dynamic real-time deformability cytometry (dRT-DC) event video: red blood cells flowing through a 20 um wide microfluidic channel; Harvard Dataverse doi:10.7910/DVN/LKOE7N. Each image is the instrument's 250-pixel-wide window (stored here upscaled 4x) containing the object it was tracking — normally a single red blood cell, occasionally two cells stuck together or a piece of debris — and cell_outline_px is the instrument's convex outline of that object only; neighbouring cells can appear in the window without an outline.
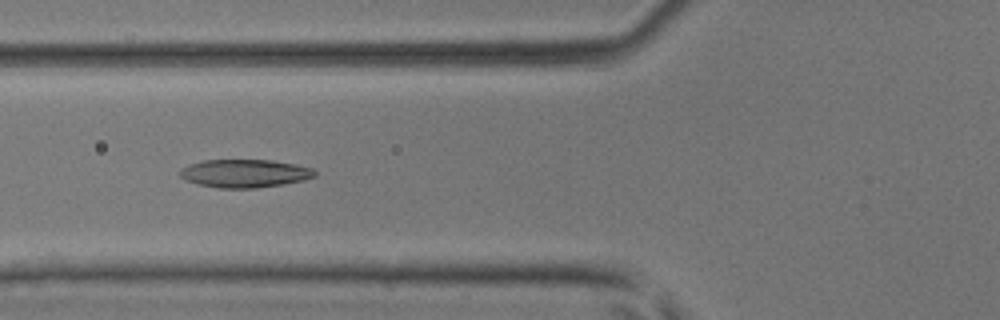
{"species": "common noctule bat (a hibernating species)", "species_latin": "Nyctalus noctula", "temperature_condition": "room temperature", "stored_images_in_passage": 35, "camera_frame_rate_fps": 3000, "um_per_image_px": 0.085, "animal": {"sex": "male", "body_mass_g": 17.9, "forearm_length_mm": 54.2}, "frame": {"image": 1, "passage_image": 7, "time_ms": 2.0, "image_size_px": [1000, 320], "cell_outline_px": [[316, 176], [304, 180], [256, 188], [220, 188], [200, 184], [188, 180], [180, 176], [180, 172], [184, 168], [192, 164], [204, 160], [272, 160], [312, 168], [316, 172]], "centroid_in_image_um": [20.84, 14.74], "position_along_channel_um": 105.0, "area_um2": 21.62}}
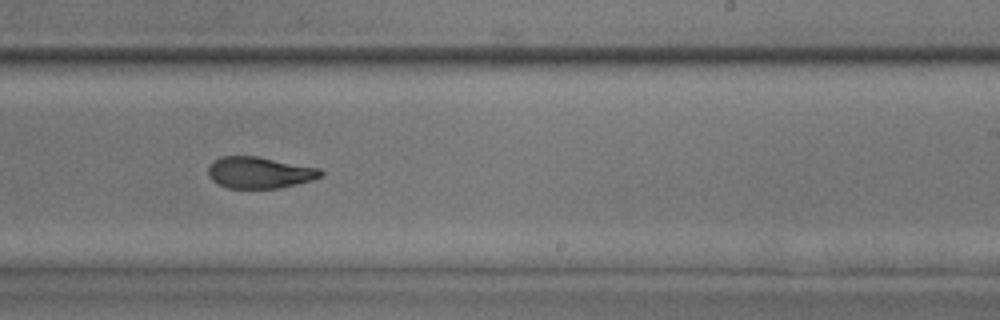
{"frame": {"image": 2, "passage_image": 18, "time_ms": 5.667, "image_size_px": [1000, 320], "cell_outline_px": [[324, 172], [320, 176], [312, 180], [280, 188], [228, 188], [212, 180], [208, 176], [208, 168], [212, 160], [220, 156], [256, 156], [320, 168]], "centroid_in_image_um": [22.03, 14.66], "position_along_channel_um": 267.0, "area_um2": 20.63}}
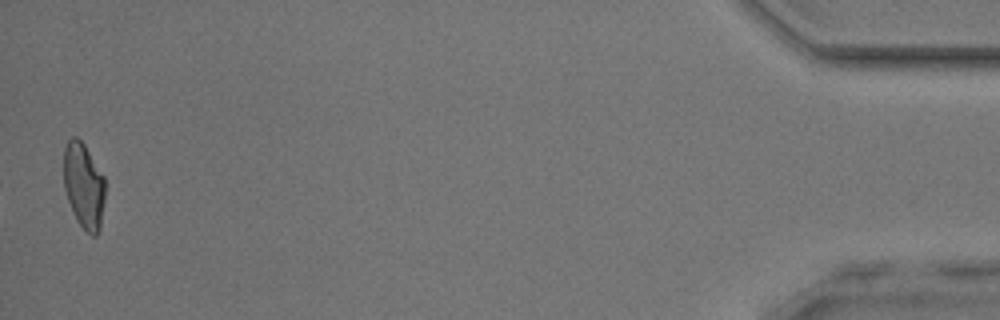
{"frame": {"image": 3, "passage_image": 35, "time_ms": 11.333, "image_size_px": [1000, 320], "cell_outline_px": [[104, 200], [100, 228], [96, 236], [92, 236], [76, 220], [68, 200], [64, 188], [64, 148], [68, 140], [72, 136], [76, 136], [84, 144], [104, 176]], "centroid_in_image_um": [7.11, 15.77], "position_along_channel_um": 428.1, "area_um2": 20.52}}